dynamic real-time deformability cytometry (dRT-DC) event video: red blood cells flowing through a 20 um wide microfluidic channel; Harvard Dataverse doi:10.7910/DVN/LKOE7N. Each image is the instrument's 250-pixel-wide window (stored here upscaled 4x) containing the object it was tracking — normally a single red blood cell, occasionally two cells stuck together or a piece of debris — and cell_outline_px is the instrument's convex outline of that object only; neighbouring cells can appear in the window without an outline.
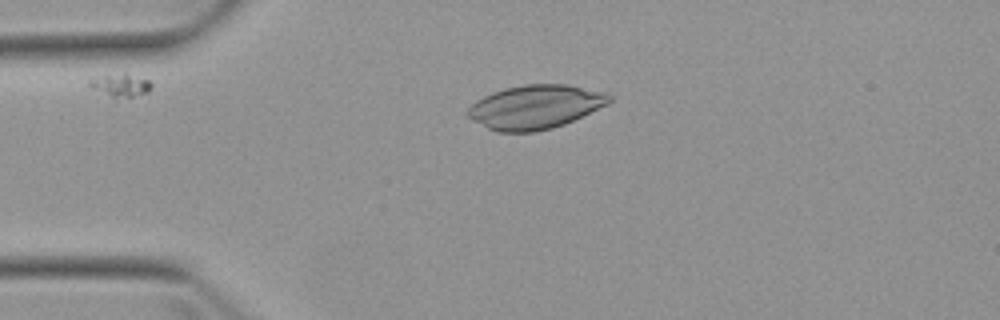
{"species": "Egyptian fruit bat (a non-hibernating species)", "species_latin": "Rousettus aegyptiacus", "temperature_condition": "warm", "stored_images_in_passage": 2, "camera_frame_rate_fps": 3000, "um_per_image_px": 0.085, "animal": {"sex": "female"}, "frame": {"image": 1, "passage_image": 1, "time_ms": 0.0, "image_size_px": [1000, 320], "cell_outline_px": [[612, 100], [608, 104], [564, 124], [552, 128], [532, 132], [496, 132], [472, 120], [464, 112], [476, 100], [492, 92], [504, 88], [524, 84], [568, 84], [608, 92], [612, 96]], "centroid_in_image_um": [45.5, 9.08], "position_along_channel_um": 39.5, "area_um2": 36.41}}